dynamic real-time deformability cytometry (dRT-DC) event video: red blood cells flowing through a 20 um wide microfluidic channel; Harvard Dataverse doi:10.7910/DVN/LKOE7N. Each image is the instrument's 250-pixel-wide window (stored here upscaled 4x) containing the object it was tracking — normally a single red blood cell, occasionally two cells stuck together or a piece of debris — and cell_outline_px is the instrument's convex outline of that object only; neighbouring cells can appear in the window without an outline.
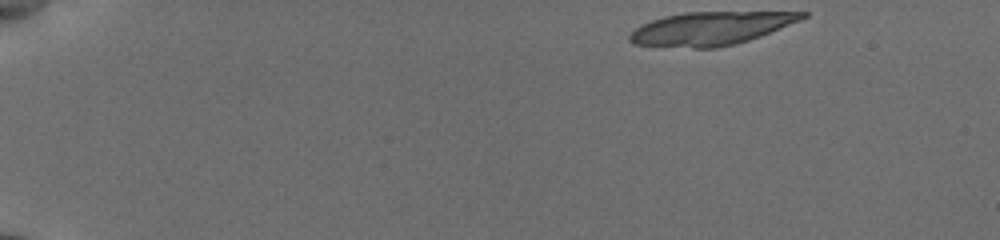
{"species": "common noctule bat (a hibernating species)", "species_latin": "Nyctalus noctula", "temperature_condition": "cold", "stored_images_in_passage": 16, "camera_frame_rate_fps": 3000, "um_per_image_px": 0.085, "animal": {"sex": "female", "body_mass_g": 19.5, "forearm_length_mm": 54.1}, "frame": {"image": 1, "passage_image": 1, "time_ms": 0.0, "image_size_px": [1000, 240], "cell_outline_px": [[808, 16], [800, 20], [760, 36], [748, 40], [716, 48], [692, 48], [632, 44], [628, 40], [628, 36], [636, 28], [652, 20], [664, 16], [684, 12], [808, 12]], "centroid_in_image_um": [60.39, 2.41], "position_along_channel_um": 24.6, "area_um2": 33.12}}